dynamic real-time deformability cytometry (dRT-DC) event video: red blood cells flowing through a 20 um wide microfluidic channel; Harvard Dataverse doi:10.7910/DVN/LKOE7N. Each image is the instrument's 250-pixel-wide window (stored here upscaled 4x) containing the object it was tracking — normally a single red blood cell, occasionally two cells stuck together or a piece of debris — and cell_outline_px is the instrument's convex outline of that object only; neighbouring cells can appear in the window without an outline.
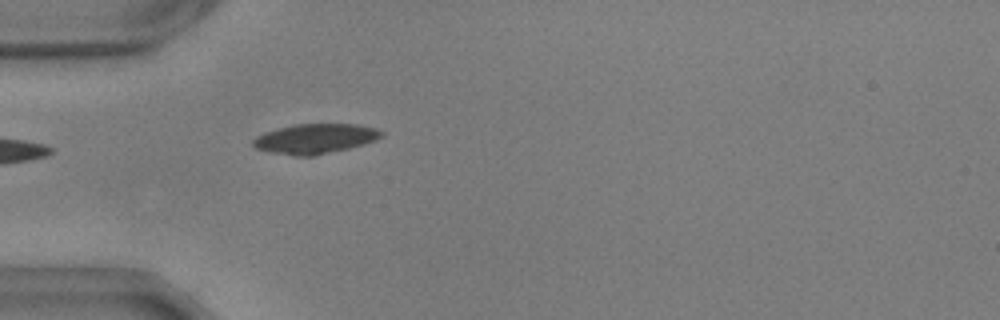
{"species": "common noctule bat (a hibernating species)", "species_latin": "Nyctalus noctula", "temperature_condition": "warm", "stored_images_in_passage": 23, "camera_frame_rate_fps": 3000, "um_per_image_px": 0.085, "animal": {"sex": "male", "body_mass_g": 17.9, "forearm_length_mm": 54.2}, "frame": {"image": 1, "passage_image": 1, "time_ms": 0.0, "image_size_px": [1000, 320], "cell_outline_px": [[384, 136], [376, 140], [364, 144], [348, 148], [312, 156], [296, 156], [272, 152], [256, 148], [252, 144], [252, 140], [256, 136], [264, 132], [292, 124], [356, 124], [376, 128], [384, 132]], "centroid_in_image_um": [26.79, 11.78], "position_along_channel_um": 58.2, "area_um2": 22.31}}
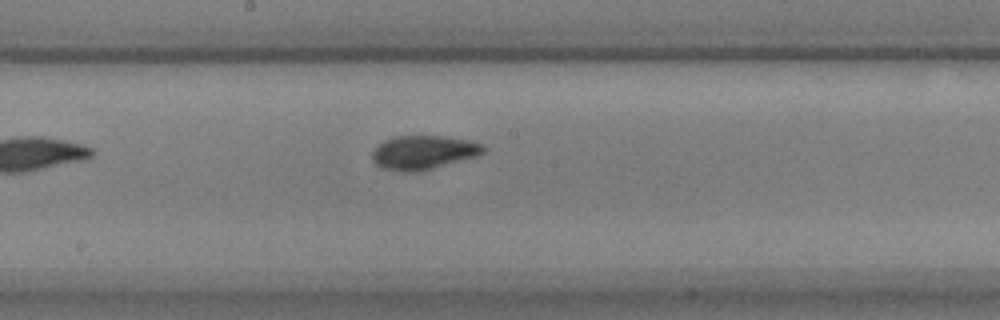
{"frame": {"image": 2, "passage_image": 14, "time_ms": 4.333, "image_size_px": [1000, 320], "cell_outline_px": [[488, 148], [480, 156], [416, 172], [404, 172], [380, 168], [372, 160], [372, 152], [384, 140], [396, 136], [444, 136], [468, 140], [484, 144]], "centroid_in_image_um": [36.03, 12.96], "position_along_channel_um": 212.2, "area_um2": 22.14}}